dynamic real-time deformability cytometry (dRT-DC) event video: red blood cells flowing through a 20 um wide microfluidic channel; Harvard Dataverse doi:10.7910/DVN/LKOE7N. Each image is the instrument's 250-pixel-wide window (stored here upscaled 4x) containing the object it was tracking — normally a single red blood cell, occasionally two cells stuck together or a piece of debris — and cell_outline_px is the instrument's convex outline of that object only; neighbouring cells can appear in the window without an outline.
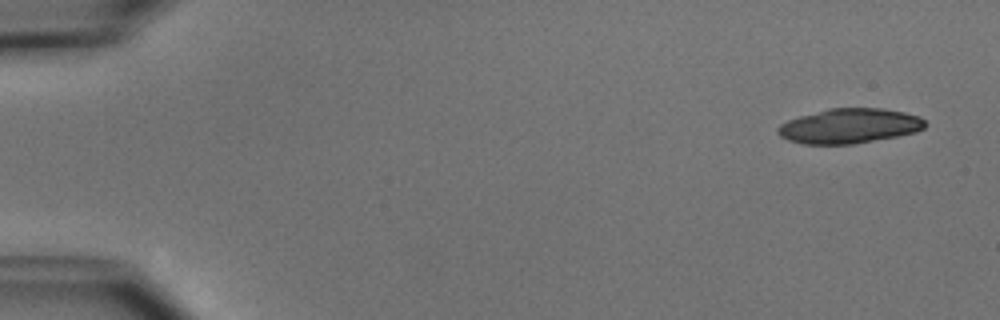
{"species": "common noctule bat (a hibernating species)", "species_latin": "Nyctalus noctula", "temperature_condition": "cold", "stored_images_in_passage": 6, "camera_frame_rate_fps": 3000, "um_per_image_px": 0.085, "animal": {"sex": "male", "body_mass_g": 15.6}, "frame": {"image": 1, "passage_image": 1, "time_ms": 0.0, "image_size_px": [1000, 320], "cell_outline_px": [[924, 128], [916, 132], [896, 136], [852, 144], [804, 144], [788, 140], [780, 136], [776, 132], [776, 128], [780, 124], [788, 120], [800, 116], [828, 108], [884, 108], [904, 112], [920, 116], [924, 120]], "centroid_in_image_um": [72.17, 10.7], "position_along_channel_um": 12.8, "area_um2": 29.82}}